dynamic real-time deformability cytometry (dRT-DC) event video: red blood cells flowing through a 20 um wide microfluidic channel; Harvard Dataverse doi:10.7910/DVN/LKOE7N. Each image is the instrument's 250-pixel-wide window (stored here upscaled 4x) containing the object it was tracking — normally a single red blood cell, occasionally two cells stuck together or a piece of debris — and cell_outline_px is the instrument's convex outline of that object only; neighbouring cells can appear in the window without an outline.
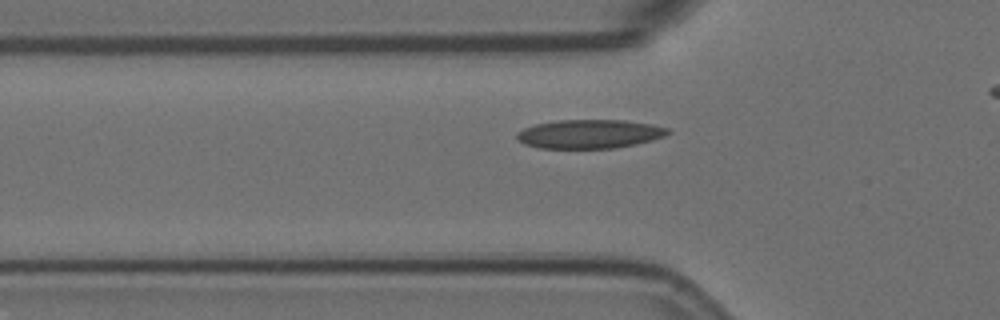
{"species": "Egyptian fruit bat (a non-hibernating species)", "species_latin": "Rousettus aegyptiacus", "temperature_condition": "room temperature", "stored_images_in_passage": 32, "camera_frame_rate_fps": 3000, "um_per_image_px": 0.085, "animal": {"sex": "female"}, "frame": {"image": 1, "passage_image": 4, "time_ms": 1.0, "image_size_px": [1000, 320], "cell_outline_px": [[672, 132], [664, 136], [652, 140], [636, 144], [616, 148], [540, 148], [524, 144], [516, 140], [516, 132], [524, 128], [536, 124], [556, 120], [624, 120], [652, 124], [668, 128]], "centroid_in_image_um": [50.1, 11.38], "position_along_channel_um": 75.7, "area_um2": 25.55}}
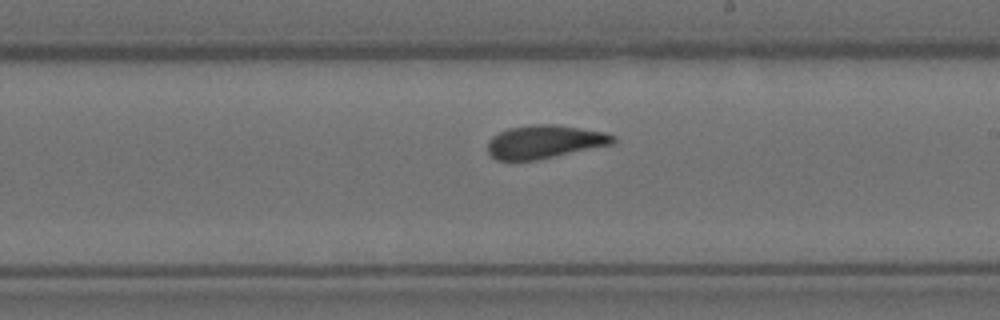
{"frame": {"image": 2, "passage_image": 18, "time_ms": 5.667, "image_size_px": [1000, 320], "cell_outline_px": [[616, 140], [612, 144], [532, 160], [496, 160], [488, 152], [488, 140], [492, 136], [508, 128], [532, 124], [556, 124], [604, 132], [616, 136]], "centroid_in_image_um": [46.26, 12.03], "position_along_channel_um": 242.7, "area_um2": 23.99}}
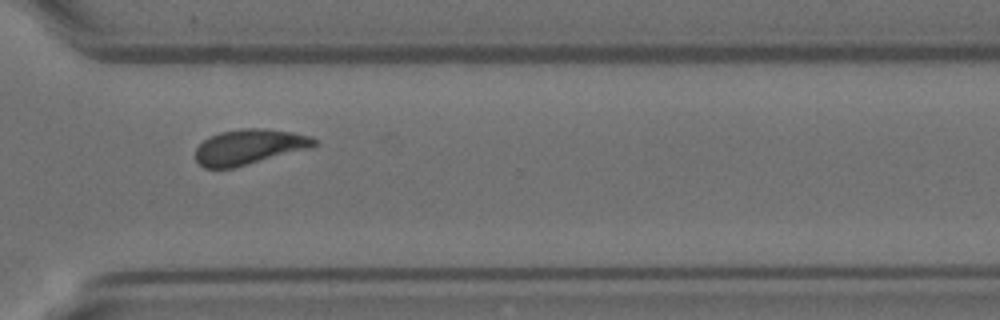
{"frame": {"image": 3, "passage_image": 27, "time_ms": 8.667, "image_size_px": [1000, 320], "cell_outline_px": [[316, 144], [312, 148], [232, 168], [204, 168], [196, 160], [196, 148], [208, 136], [220, 132], [240, 128], [264, 128], [292, 132], [312, 136], [316, 140]], "centroid_in_image_um": [21.19, 12.47], "position_along_channel_um": 349.4, "area_um2": 24.45}}